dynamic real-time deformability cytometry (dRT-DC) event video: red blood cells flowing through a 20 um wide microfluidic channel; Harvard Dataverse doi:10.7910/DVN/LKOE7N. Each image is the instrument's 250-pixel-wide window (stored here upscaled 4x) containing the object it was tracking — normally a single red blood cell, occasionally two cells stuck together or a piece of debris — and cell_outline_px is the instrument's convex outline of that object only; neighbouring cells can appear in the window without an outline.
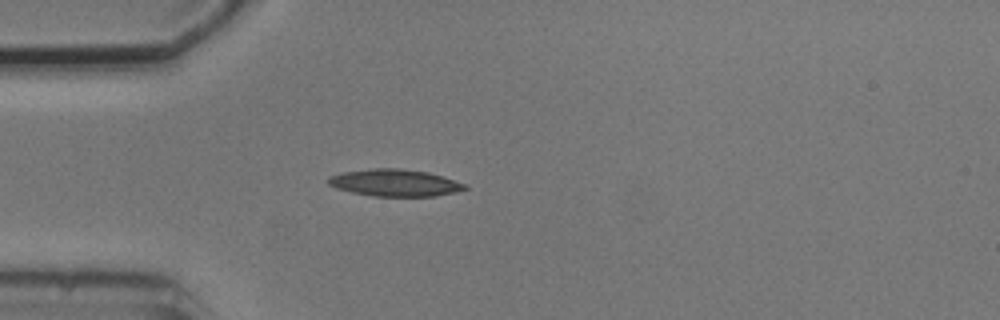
{"species": "common noctule bat (a hibernating species)", "species_latin": "Nyctalus noctula", "temperature_condition": "cold", "stored_images_in_passage": 1, "camera_frame_rate_fps": 3000, "um_per_image_px": 0.085, "animal": {"sex": "male", "body_mass_g": 20.5, "forearm_length_mm": 52.5}, "frame": {"image": 1, "passage_image": 1, "time_ms": 0.0, "image_size_px": [1000, 320], "cell_outline_px": [[468, 188], [456, 192], [436, 196], [372, 196], [352, 192], [336, 188], [328, 184], [328, 176], [344, 172], [372, 168], [400, 168], [428, 172], [444, 176], [468, 184]], "centroid_in_image_um": [33.6, 15.53], "position_along_channel_um": 51.4, "area_um2": 21.68}}